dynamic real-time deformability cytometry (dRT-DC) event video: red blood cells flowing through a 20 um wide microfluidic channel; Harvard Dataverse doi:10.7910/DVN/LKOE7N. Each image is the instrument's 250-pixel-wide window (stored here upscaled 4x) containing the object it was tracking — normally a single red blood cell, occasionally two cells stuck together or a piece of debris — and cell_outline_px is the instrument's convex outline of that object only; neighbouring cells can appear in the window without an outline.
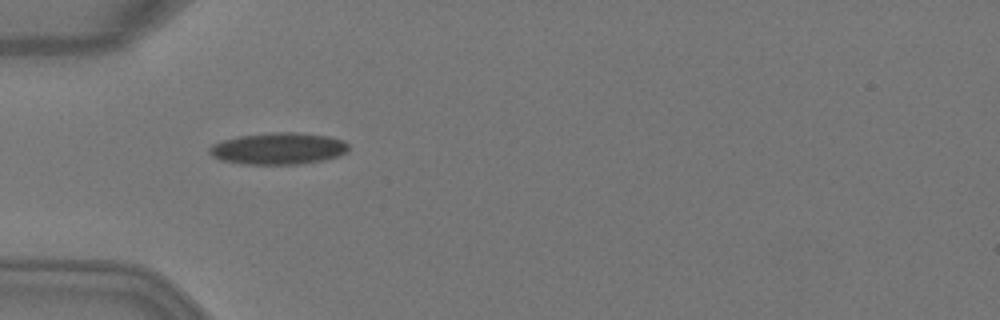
{"species": "Egyptian fruit bat (a non-hibernating species)", "species_latin": "Rousettus aegyptiacus", "temperature_condition": "warm", "stored_images_in_passage": 3, "camera_frame_rate_fps": 3000, "um_per_image_px": 0.085, "animal": {"sex": "female"}, "frame": {"image": 1, "passage_image": 2, "time_ms": 0.333, "image_size_px": [1000, 320], "cell_outline_px": [[348, 152], [340, 156], [324, 160], [300, 164], [240, 164], [220, 160], [212, 156], [208, 152], [208, 148], [212, 144], [224, 140], [240, 136], [272, 132], [292, 132], [328, 136], [344, 140], [348, 144]], "centroid_in_image_um": [23.67, 12.63], "position_along_channel_um": 61.3, "area_um2": 25.89}}